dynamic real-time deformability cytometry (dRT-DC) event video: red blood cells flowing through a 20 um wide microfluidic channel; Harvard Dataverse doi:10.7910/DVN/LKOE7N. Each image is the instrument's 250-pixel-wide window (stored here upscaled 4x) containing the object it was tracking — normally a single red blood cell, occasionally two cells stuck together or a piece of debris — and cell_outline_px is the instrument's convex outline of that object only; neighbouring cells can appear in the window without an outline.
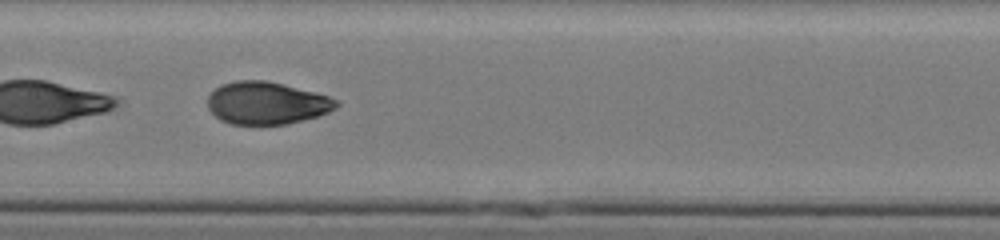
{"species": "human", "species_latin": "Homo sapiens", "temperature_condition": "cold", "stored_images_in_passage": 52, "segment_of_instrument_passage": [2, 2], "camera_frame_rate_fps": 3000, "um_per_image_px": 0.085, "donor": {"sex": "male"}, "frame": {"image": 1, "passage_image": 28, "time_ms": 9.0, "image_size_px": [1000, 240], "cell_outline_px": [[340, 104], [336, 108], [328, 112], [316, 116], [288, 124], [232, 124], [220, 120], [208, 108], [208, 96], [220, 84], [236, 80], [264, 80], [328, 96], [336, 100]], "centroid_in_image_um": [22.63, 8.76], "position_along_channel_um": 184.8, "area_um2": 31.44}}
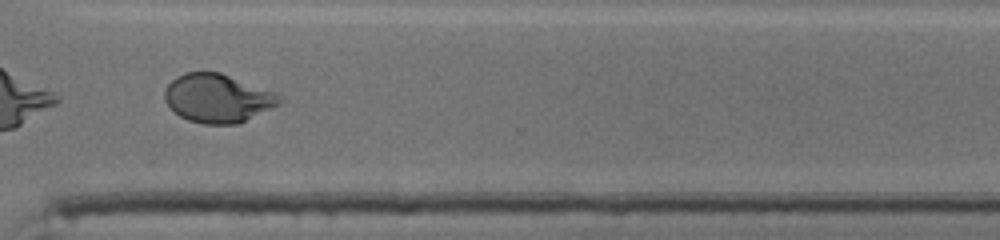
{"frame": {"image": 2, "passage_image": 41, "time_ms": 13.333, "image_size_px": [1000, 240], "cell_outline_px": [[284, 100], [280, 104], [236, 124], [204, 124], [188, 120], [180, 116], [164, 100], [164, 88], [176, 76], [184, 72], [220, 72], [280, 92]], "centroid_in_image_um": [18.54, 8.32], "position_along_channel_um": 352.1, "area_um2": 32.83}}